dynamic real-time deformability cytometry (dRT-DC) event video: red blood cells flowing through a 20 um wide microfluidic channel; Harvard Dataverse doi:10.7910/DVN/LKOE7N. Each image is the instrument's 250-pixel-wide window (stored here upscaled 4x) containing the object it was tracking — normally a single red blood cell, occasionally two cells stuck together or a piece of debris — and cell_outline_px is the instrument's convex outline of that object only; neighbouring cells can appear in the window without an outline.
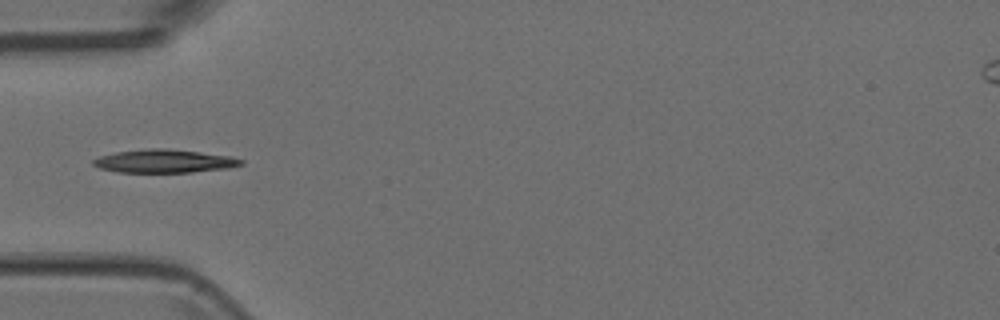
{"species": "Egyptian fruit bat (a non-hibernating species)", "species_latin": "Rousettus aegyptiacus", "temperature_condition": "room temperature", "stored_images_in_passage": 3, "camera_frame_rate_fps": 3000, "um_per_image_px": 0.085, "animal": {"sex": "female"}, "frame": {"image": 1, "passage_image": 3, "time_ms": 0.667, "image_size_px": [1000, 320], "cell_outline_px": [[244, 164], [228, 168], [192, 172], [116, 172], [100, 168], [92, 164], [92, 160], [100, 156], [116, 152], [148, 148], [168, 148], [232, 156], [244, 160]], "centroid_in_image_um": [13.98, 13.69], "position_along_channel_um": 71.0, "area_um2": 20.11}}